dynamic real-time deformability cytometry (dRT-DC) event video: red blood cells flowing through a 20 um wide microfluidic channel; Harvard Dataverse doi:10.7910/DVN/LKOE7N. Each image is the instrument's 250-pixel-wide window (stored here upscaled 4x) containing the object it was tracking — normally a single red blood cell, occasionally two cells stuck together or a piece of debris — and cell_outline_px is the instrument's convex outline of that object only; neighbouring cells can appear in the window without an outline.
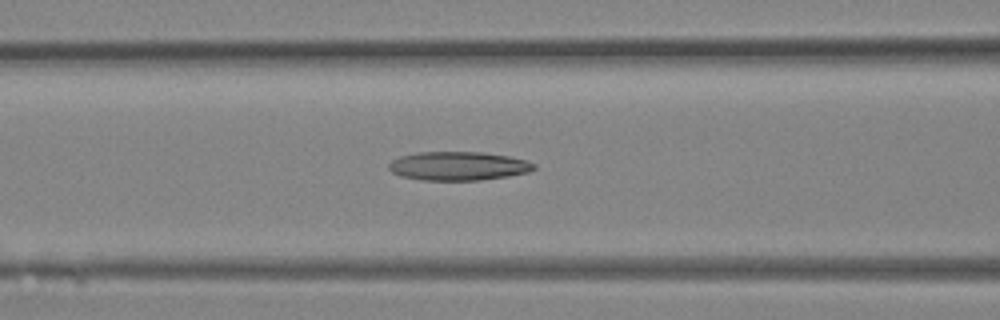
{"species": "Egyptian fruit bat (a non-hibernating species)", "species_latin": "Rousettus aegyptiacus", "temperature_condition": "room temperature", "stored_images_in_passage": 32, "camera_frame_rate_fps": 3000, "um_per_image_px": 0.085, "animal": {"sex": "female"}, "frame": {"image": 1, "passage_image": 13, "time_ms": 4.0, "image_size_px": [1000, 320], "cell_outline_px": [[536, 168], [528, 172], [508, 176], [480, 180], [420, 180], [400, 176], [392, 172], [388, 168], [388, 164], [392, 160], [400, 156], [420, 152], [484, 152], [508, 156], [524, 160], [536, 164]], "centroid_in_image_um": [38.94, 14.11], "position_along_channel_um": 127.7, "area_um2": 24.33}}
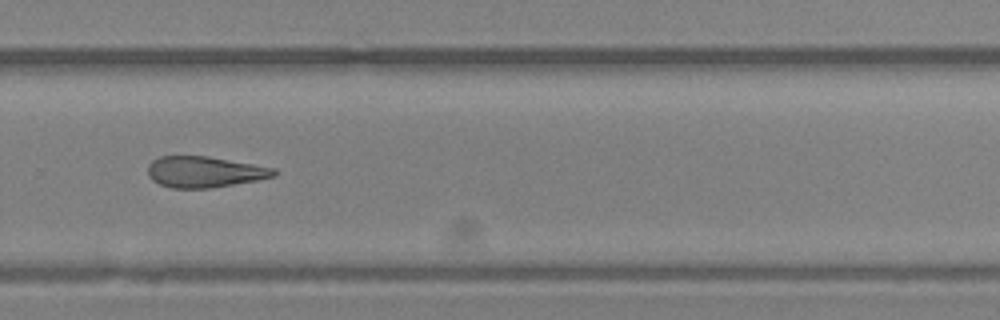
{"frame": {"image": 2, "passage_image": 22, "time_ms": 7.0, "image_size_px": [1000, 320], "cell_outline_px": [[276, 176], [256, 180], [212, 188], [172, 188], [160, 184], [152, 180], [148, 176], [148, 164], [152, 160], [160, 156], [208, 156], [276, 168]], "centroid_in_image_um": [17.37, 14.61], "position_along_channel_um": 312.4, "area_um2": 22.83}}
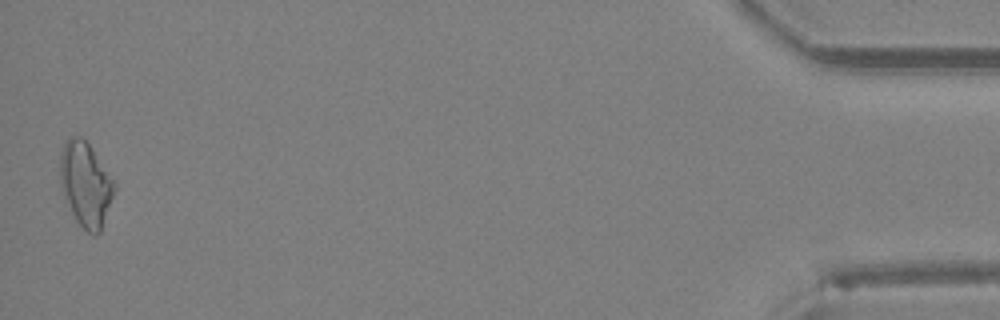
{"frame": {"image": 3, "passage_image": 32, "time_ms": 10.333, "image_size_px": [1000, 320], "cell_outline_px": [[116, 188], [100, 232], [96, 236], [92, 236], [76, 220], [60, 188], [60, 152], [68, 136], [80, 136], [88, 144], [116, 184]], "centroid_in_image_um": [7.26, 15.67], "position_along_channel_um": 427.9, "area_um2": 26.41}}